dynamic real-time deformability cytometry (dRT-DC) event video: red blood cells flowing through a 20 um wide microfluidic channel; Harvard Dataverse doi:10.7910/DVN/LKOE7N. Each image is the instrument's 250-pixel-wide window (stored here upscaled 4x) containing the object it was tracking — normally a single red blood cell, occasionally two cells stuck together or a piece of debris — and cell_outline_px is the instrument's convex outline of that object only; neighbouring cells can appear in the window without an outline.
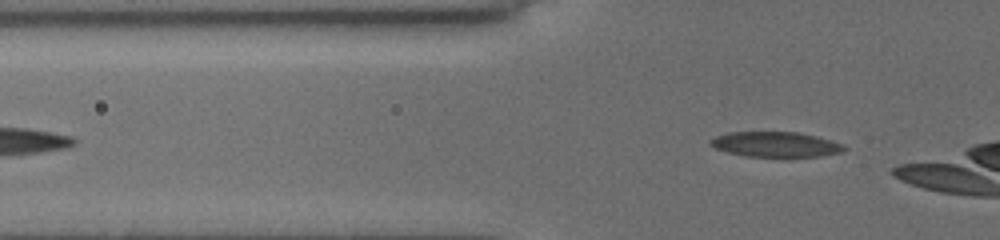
{"species": "common noctule bat (a hibernating species)", "species_latin": "Nyctalus noctula", "temperature_condition": "cold", "stored_images_in_passage": 9, "camera_frame_rate_fps": 3000, "um_per_image_px": 0.085, "animal": {"sex": "female", "body_mass_g": 19.5, "forearm_length_mm": 54.1}, "frame": {"image": 1, "passage_image": 2, "time_ms": 0.333, "image_size_px": [1000, 240], "cell_outline_px": [[848, 148], [840, 152], [820, 156], [744, 156], [728, 152], [716, 148], [708, 144], [708, 140], [716, 136], [728, 132], [796, 132], [816, 136], [844, 144]], "centroid_in_image_um": [65.9, 12.26], "position_along_channel_um": 59.9, "area_um2": 19.48}}
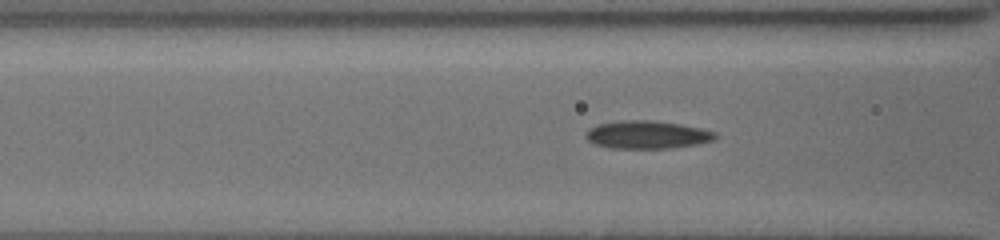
{"frame": {"image": 2, "passage_image": 7, "time_ms": 2.0, "image_size_px": [1000, 240], "cell_outline_px": [[716, 140], [696, 144], [672, 148], [608, 148], [596, 144], [588, 140], [584, 136], [588, 128], [596, 124], [620, 120], [652, 120], [680, 124], [700, 128], [716, 132]], "centroid_in_image_um": [54.98, 11.44], "position_along_channel_um": 111.6, "area_um2": 21.21}}